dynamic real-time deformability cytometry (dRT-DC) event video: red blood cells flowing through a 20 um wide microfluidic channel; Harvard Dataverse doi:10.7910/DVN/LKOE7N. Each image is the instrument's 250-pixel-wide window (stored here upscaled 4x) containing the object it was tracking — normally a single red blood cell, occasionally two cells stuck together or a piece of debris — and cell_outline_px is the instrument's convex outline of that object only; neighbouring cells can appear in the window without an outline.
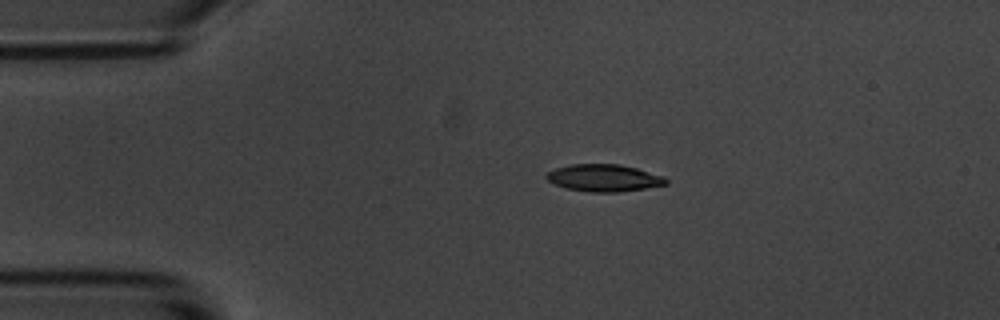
{"species": "common noctule bat (a hibernating species)", "species_latin": "Nyctalus noctula", "temperature_condition": "room temperature", "stored_images_in_passage": 13, "camera_frame_rate_fps": 3000, "um_per_image_px": 0.085, "animal": {"sex": "male", "body_mass_g": 20.1, "forearm_length_mm": 53.5}, "frame": {"image": 1, "passage_image": 1, "time_ms": 0.0, "image_size_px": [1000, 320], "cell_outline_px": [[668, 184], [644, 188], [616, 192], [588, 192], [564, 188], [548, 180], [544, 176], [548, 172], [556, 168], [568, 164], [620, 164], [636, 168], [664, 176], [668, 180]], "centroid_in_image_um": [51.32, 15.12], "position_along_channel_um": 33.7, "area_um2": 18.9}}
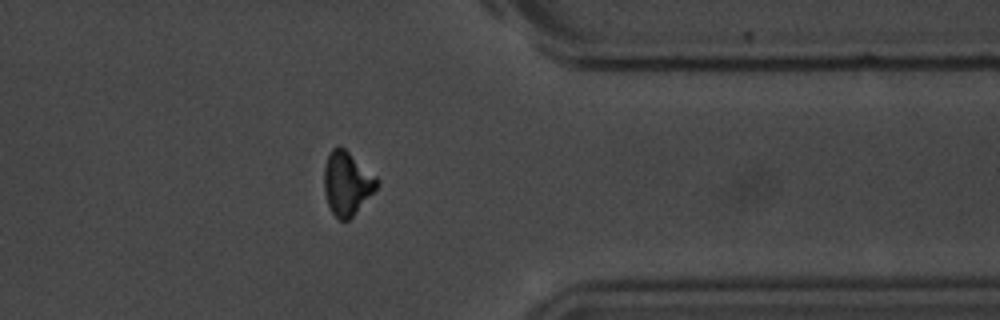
{"frame": {"image": 2, "passage_image": 10, "time_ms": 11.333, "image_size_px": [1000, 320], "cell_outline_px": [[380, 184], [352, 216], [348, 220], [340, 220], [332, 212], [328, 204], [324, 192], [324, 168], [328, 156], [332, 148], [344, 148], [376, 176], [380, 180]], "centroid_in_image_um": [29.5, 15.59], "position_along_channel_um": 381.9, "area_um2": 19.19}}
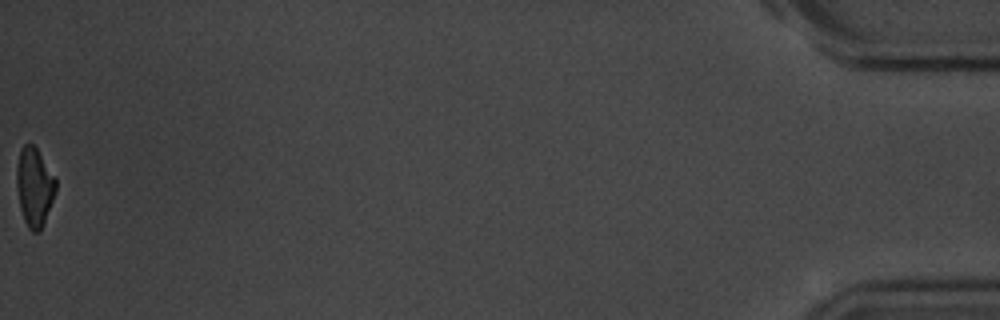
{"frame": {"image": 3, "passage_image": 13, "time_ms": 15.333, "image_size_px": [1000, 320], "cell_outline_px": [[56, 192], [40, 232], [32, 232], [28, 228], [24, 220], [20, 208], [16, 184], [16, 168], [20, 148], [24, 144], [32, 144], [36, 148], [56, 176]], "centroid_in_image_um": [2.92, 15.88], "position_along_channel_um": 432.3, "area_um2": 18.15}, "authors_computed_cell_mechanics": {"area_um2": 19.1896, "velocity_mm_per_s": 3.496, "shape_relaxation_time_tau1_ms": 2.3698, "shape_relaxation_time_tau2_ms": 1.965, "deformation_change_tau1": 0.0948, "deformation_change_tau2": 0.0676}}